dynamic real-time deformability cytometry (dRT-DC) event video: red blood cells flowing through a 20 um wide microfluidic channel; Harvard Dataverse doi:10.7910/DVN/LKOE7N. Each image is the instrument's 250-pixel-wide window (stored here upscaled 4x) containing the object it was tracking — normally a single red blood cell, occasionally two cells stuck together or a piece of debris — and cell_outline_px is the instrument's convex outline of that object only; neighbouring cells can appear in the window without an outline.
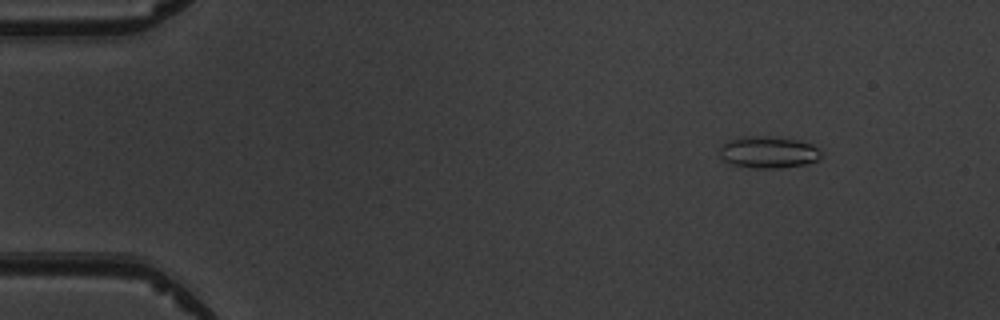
{"species": "common noctule bat (a hibernating species)", "species_latin": "Nyctalus noctula", "temperature_condition": "warm", "stored_images_in_passage": 5, "camera_frame_rate_fps": 3000, "um_per_image_px": 0.085, "animal": {"sex": "male", "body_mass_g": 19.5, "forearm_length_mm": 54.6}, "frame": {"image": 1, "passage_image": 2, "time_ms": 1.333, "image_size_px": [1000, 320], "cell_outline_px": [[820, 156], [816, 160], [804, 164], [780, 168], [756, 168], [732, 164], [724, 160], [720, 156], [720, 148], [724, 140], [744, 136], [768, 136], [796, 140], [812, 144], [820, 152]], "centroid_in_image_um": [65.24, 12.92], "position_along_channel_um": 19.8, "area_um2": 18.67}}